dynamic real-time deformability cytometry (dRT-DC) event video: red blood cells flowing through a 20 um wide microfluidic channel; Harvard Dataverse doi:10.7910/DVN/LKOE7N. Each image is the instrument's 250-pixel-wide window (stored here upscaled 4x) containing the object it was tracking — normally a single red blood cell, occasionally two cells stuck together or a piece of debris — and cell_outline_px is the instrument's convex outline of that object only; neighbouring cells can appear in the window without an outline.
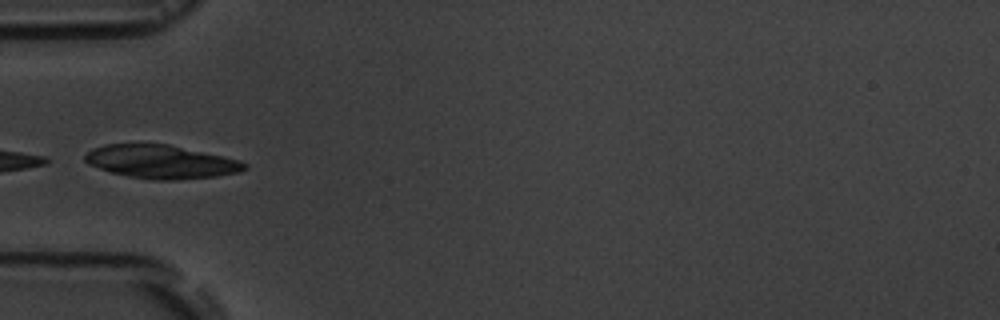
{"species": "common noctule bat (a hibernating species)", "species_latin": "Nyctalus noctula", "temperature_condition": "room temperature", "stored_images_in_passage": 7, "camera_frame_rate_fps": 3000, "um_per_image_px": 0.085, "animal": {"sex": "male", "body_mass_g": 19.5, "forearm_length_mm": 54.6}, "frame": {"image": 1, "passage_image": 6, "time_ms": 5.667, "image_size_px": [1000, 320], "cell_outline_px": [[248, 168], [240, 172], [216, 176], [176, 180], [156, 180], [128, 176], [112, 172], [88, 164], [84, 160], [84, 156], [92, 148], [104, 144], [168, 144], [240, 160], [248, 164]], "centroid_in_image_um": [13.71, 13.75], "position_along_channel_um": 71.3, "area_um2": 30.92}}
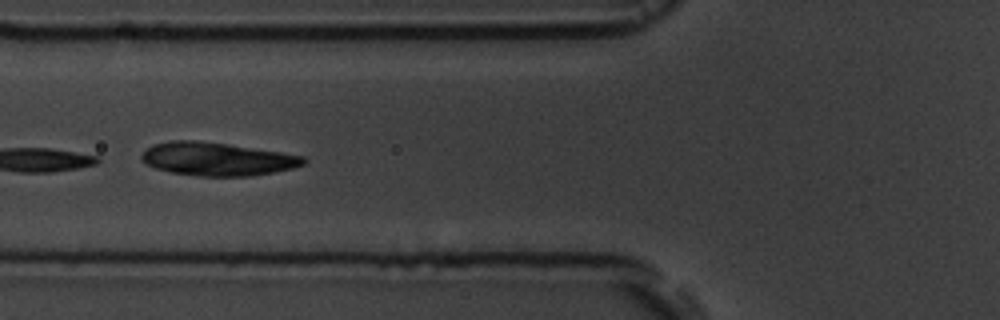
{"frame": {"image": 2, "passage_image": 7, "time_ms": 6.667, "image_size_px": [1000, 320], "cell_outline_px": [[308, 160], [304, 164], [292, 168], [252, 176], [196, 176], [172, 172], [156, 168], [140, 160], [140, 156], [152, 144], [172, 140], [200, 140], [228, 144], [280, 152], [304, 156]], "centroid_in_image_um": [18.44, 13.51], "position_along_channel_um": 107.4, "area_um2": 31.33}}